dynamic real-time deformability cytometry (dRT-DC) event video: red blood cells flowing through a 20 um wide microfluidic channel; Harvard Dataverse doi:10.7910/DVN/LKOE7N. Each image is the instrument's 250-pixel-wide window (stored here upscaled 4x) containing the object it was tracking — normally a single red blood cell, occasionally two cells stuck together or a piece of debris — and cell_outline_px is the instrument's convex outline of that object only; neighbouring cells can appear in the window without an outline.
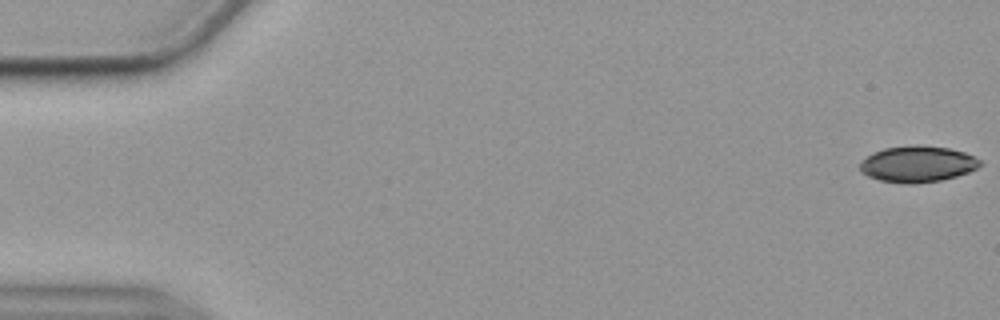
{"species": "common noctule bat (a hibernating species)", "species_latin": "Nyctalus noctula", "temperature_condition": "cold", "stored_images_in_passage": 56, "camera_frame_rate_fps": 3000, "um_per_image_px": 0.085, "animal": {"sex": "female", "body_mass_g": 19.9}, "frame": {"image": 1, "passage_image": 1, "time_ms": 0.0, "image_size_px": [1000, 320], "cell_outline_px": [[984, 164], [968, 172], [956, 176], [940, 180], [916, 184], [904, 184], [880, 180], [868, 176], [860, 172], [860, 164], [872, 152], [884, 148], [948, 148], [964, 152], [980, 160]], "centroid_in_image_um": [77.99, 14.0], "position_along_channel_um": 7.0, "area_um2": 24.45}}
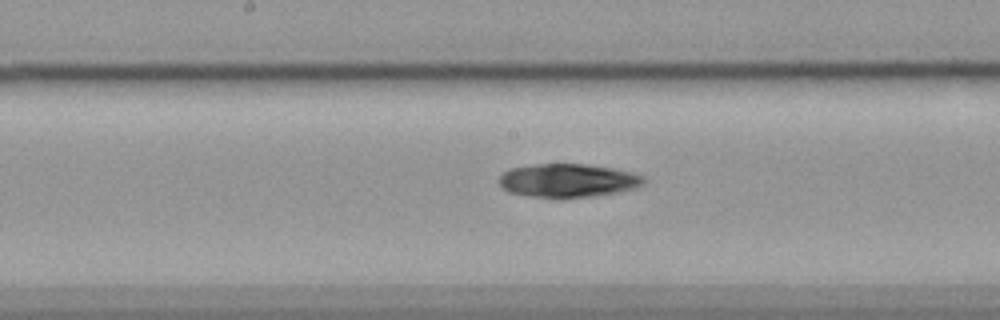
{"frame": {"image": 2, "passage_image": 29, "time_ms": 9.333, "image_size_px": [1000, 320], "cell_outline_px": [[644, 184], [636, 188], [616, 192], [592, 196], [560, 200], [528, 196], [508, 192], [500, 184], [500, 176], [504, 172], [512, 168], [536, 164], [588, 164], [612, 168], [632, 172], [644, 176]], "centroid_in_image_um": [48.28, 15.37], "position_along_channel_um": 199.9, "area_um2": 28.61}}
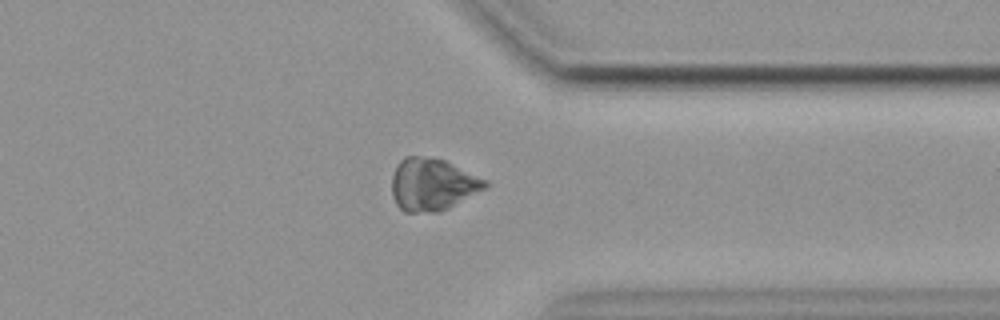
{"frame": {"image": 3, "passage_image": 44, "time_ms": 14.333, "image_size_px": [1000, 320], "cell_outline_px": [[488, 188], [448, 208], [436, 212], [404, 212], [396, 204], [392, 196], [392, 176], [396, 164], [404, 156], [420, 156], [444, 160], [488, 180]], "centroid_in_image_um": [36.76, 15.68], "position_along_channel_um": 374.6, "area_um2": 28.61}}